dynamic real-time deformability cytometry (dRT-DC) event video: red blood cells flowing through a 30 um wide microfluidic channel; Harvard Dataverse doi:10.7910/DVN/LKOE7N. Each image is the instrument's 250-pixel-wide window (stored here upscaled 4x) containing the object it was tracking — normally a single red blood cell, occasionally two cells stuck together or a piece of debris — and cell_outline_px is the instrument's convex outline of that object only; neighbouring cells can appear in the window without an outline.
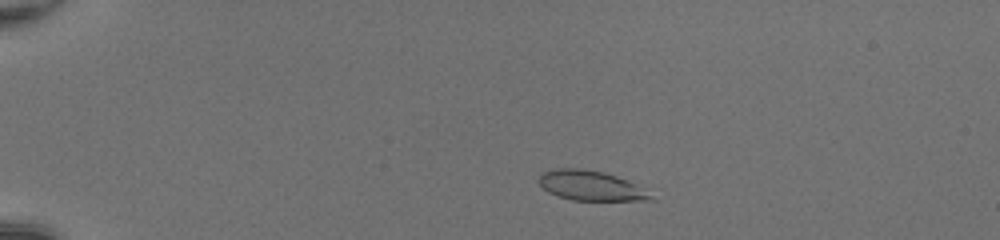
{"species": "common noctule bat (a hibernating species)", "species_latin": "Nyctalus noctula", "temperature_condition": "room temperature", "stored_images_in_passage": 46, "camera_frame_rate_fps": 3000, "um_per_image_px": 0.085, "animal": {"sex": "female", "body_mass_g": 20.0, "forearm_length_mm": 54.0}, "frame": {"image": 1, "passage_image": 7, "time_ms": 2.0, "image_size_px": [1000, 240], "cell_outline_px": [[656, 200], [572, 200], [556, 196], [548, 192], [540, 184], [540, 176], [544, 172], [556, 168], [584, 168], [604, 172], [628, 180], [636, 184], [652, 196]], "centroid_in_image_um": [50.21, 15.78], "position_along_channel_um": 34.8, "area_um2": 19.31}}
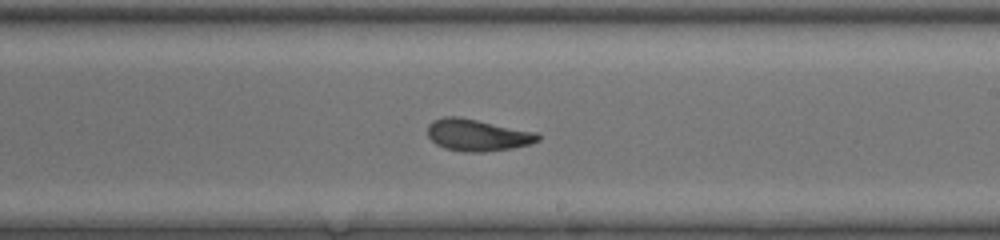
{"frame": {"image": 2, "passage_image": 28, "time_ms": 9.0, "image_size_px": [1000, 240], "cell_outline_px": [[540, 140], [532, 144], [512, 148], [484, 152], [464, 152], [444, 148], [436, 144], [428, 136], [428, 124], [432, 120], [444, 116], [460, 116], [536, 132], [540, 136]], "centroid_in_image_um": [40.57, 11.47], "position_along_channel_um": 248.4, "area_um2": 20.69}}
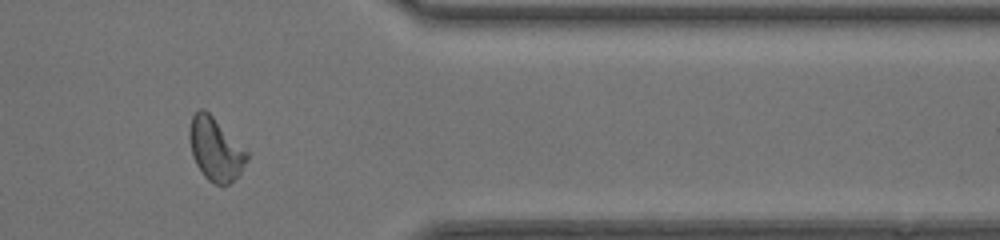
{"frame": {"image": 3, "passage_image": 39, "time_ms": 12.667, "image_size_px": [1000, 240], "cell_outline_px": [[248, 160], [240, 176], [228, 184], [216, 184], [208, 180], [204, 176], [196, 164], [192, 156], [188, 136], [188, 132], [192, 116], [200, 108], [204, 108], [248, 152]], "centroid_in_image_um": [18.31, 12.7], "position_along_channel_um": 393.1, "area_um2": 21.1}, "authors_computed_cell_mechanics": {"area_um2": 20.5479, "velocity_mm_per_s": 4.2168, "shape_relaxation_time_tau1_ms": 5.8206, "shape_relaxation_time_tau2_ms": 1.5735, "deformation_change_tau1": 0.1943, "deformation_change_tau2": 0.0703}}